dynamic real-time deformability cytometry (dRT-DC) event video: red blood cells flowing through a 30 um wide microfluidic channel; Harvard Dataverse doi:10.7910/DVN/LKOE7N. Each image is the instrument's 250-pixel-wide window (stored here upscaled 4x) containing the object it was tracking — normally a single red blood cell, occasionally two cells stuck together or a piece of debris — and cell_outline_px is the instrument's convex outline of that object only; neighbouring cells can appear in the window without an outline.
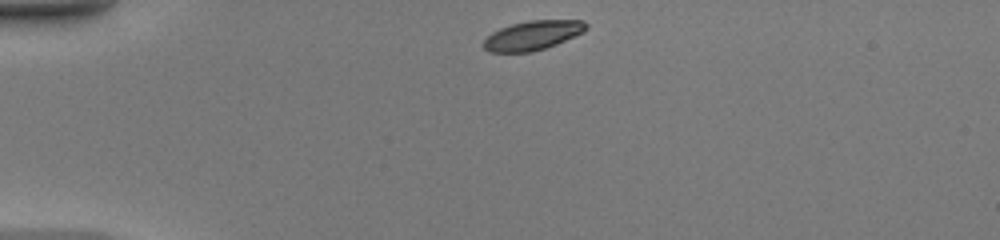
{"species": "common noctule bat (a hibernating species)", "species_latin": "Nyctalus noctula", "temperature_condition": "warm", "stored_images_in_passage": 37, "camera_frame_rate_fps": 3000, "um_per_image_px": 0.085, "animal": {"sex": "female", "body_mass_g": 20.0, "forearm_length_mm": 54.0}, "frame": {"image": 1, "passage_image": 1, "time_ms": 0.0, "image_size_px": [1000, 240], "cell_outline_px": [[588, 28], [584, 32], [556, 44], [532, 52], [488, 52], [480, 44], [492, 32], [500, 28], [512, 24], [528, 20], [584, 20], [588, 24]], "centroid_in_image_um": [45.27, 3.0], "position_along_channel_um": 39.7, "area_um2": 17.63}}
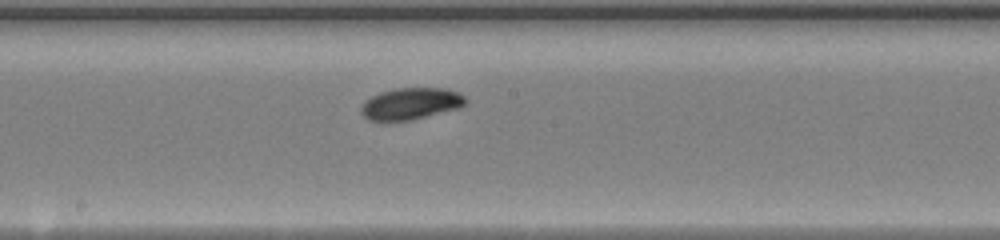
{"frame": {"image": 2, "passage_image": 16, "time_ms": 5.0, "image_size_px": [1000, 240], "cell_outline_px": [[468, 100], [464, 104], [456, 108], [408, 120], [368, 120], [360, 112], [360, 108], [364, 100], [380, 92], [396, 88], [448, 88], [464, 96]], "centroid_in_image_um": [34.87, 8.79], "position_along_channel_um": 213.3, "area_um2": 18.96}}
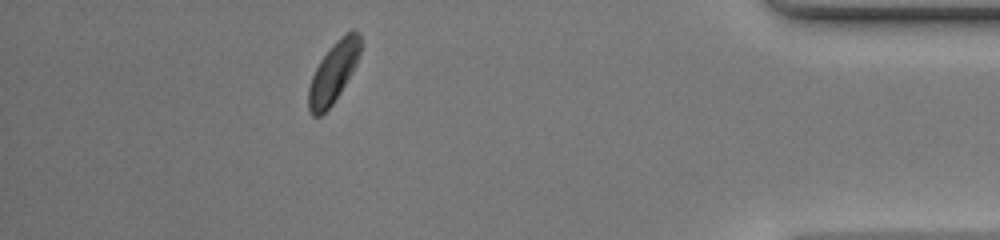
{"frame": {"image": 3, "passage_image": 32, "time_ms": 10.333, "image_size_px": [1000, 240], "cell_outline_px": [[360, 52], [356, 64], [340, 92], [332, 104], [320, 116], [312, 116], [308, 112], [308, 88], [312, 76], [320, 60], [332, 44], [336, 40], [352, 28], [360, 32]], "centroid_in_image_um": [28.32, 6.14], "position_along_channel_um": 406.9, "area_um2": 18.21}, "authors_computed_cell_mechanics": {"area_um2": 18.7272, "velocity_mm_per_s": 4.404, "shape_relaxation_time_tau1_ms": 3.0933, "shape_relaxation_time_tau2_ms": null, "deformation_change_tau1": 0.1188, "deformation_change_tau2": null}}